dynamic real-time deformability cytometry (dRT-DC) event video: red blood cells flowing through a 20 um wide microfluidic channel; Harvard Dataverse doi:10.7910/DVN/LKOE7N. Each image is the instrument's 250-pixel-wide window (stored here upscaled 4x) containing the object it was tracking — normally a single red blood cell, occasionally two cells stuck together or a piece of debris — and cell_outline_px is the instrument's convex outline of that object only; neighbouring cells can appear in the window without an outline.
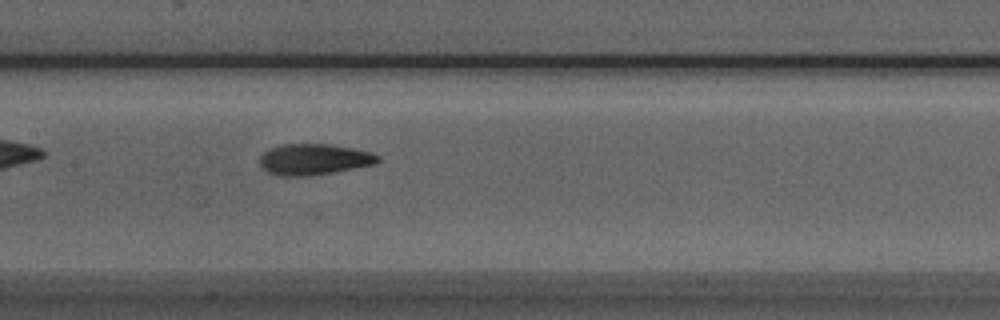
{"species": "Egyptian fruit bat (a non-hibernating species)", "species_latin": "Rousettus aegyptiacus", "temperature_condition": "room temperature", "stored_images_in_passage": 26, "camera_frame_rate_fps": 3000, "um_per_image_px": 0.085, "animal": {"sex": "male"}, "frame": {"image": 1, "passage_image": 10, "time_ms": 3.0, "image_size_px": [1000, 320], "cell_outline_px": [[380, 160], [376, 164], [312, 176], [276, 176], [268, 172], [260, 164], [260, 156], [264, 152], [272, 148], [284, 144], [332, 144], [372, 152], [380, 156]], "centroid_in_image_um": [26.71, 13.55], "position_along_channel_um": 180.7, "area_um2": 21.44}}
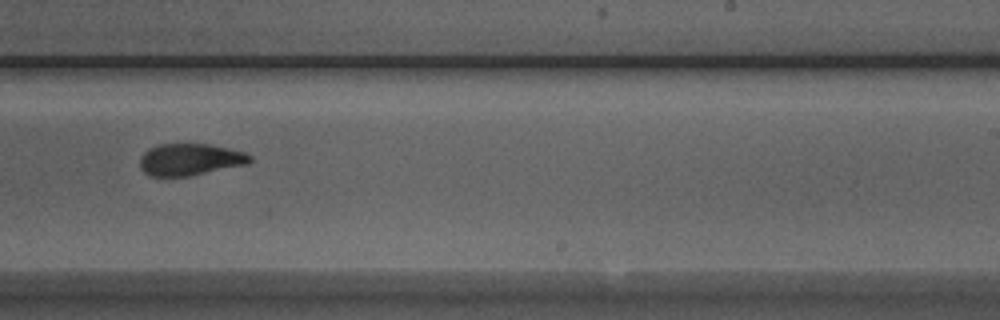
{"frame": {"image": 2, "passage_image": 17, "time_ms": 5.333, "image_size_px": [1000, 320], "cell_outline_px": [[252, 160], [248, 164], [188, 176], [148, 176], [140, 168], [140, 160], [144, 152], [148, 148], [160, 144], [208, 144], [244, 152], [252, 156]], "centroid_in_image_um": [16.14, 13.56], "position_along_channel_um": 272.9, "area_um2": 20.35}}
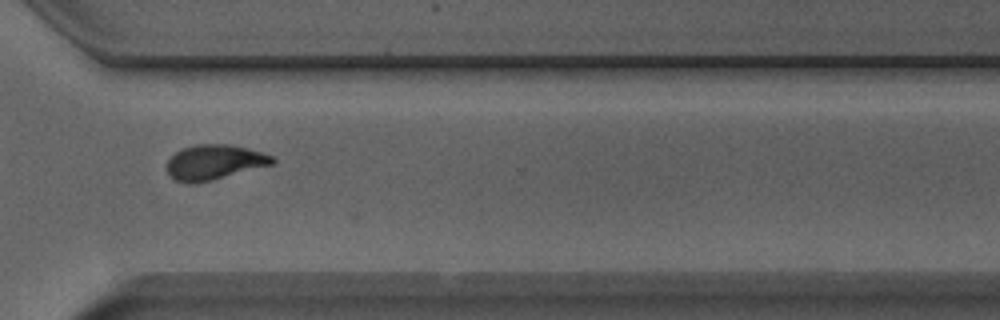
{"frame": {"image": 3, "passage_image": 23, "time_ms": 7.333, "image_size_px": [1000, 320], "cell_outline_px": [[276, 160], [272, 164], [212, 180], [188, 184], [176, 180], [168, 176], [168, 160], [176, 152], [184, 148], [196, 144], [232, 144], [248, 148], [272, 156]], "centroid_in_image_um": [18.2, 13.78], "position_along_channel_um": 352.4, "area_um2": 21.27}}